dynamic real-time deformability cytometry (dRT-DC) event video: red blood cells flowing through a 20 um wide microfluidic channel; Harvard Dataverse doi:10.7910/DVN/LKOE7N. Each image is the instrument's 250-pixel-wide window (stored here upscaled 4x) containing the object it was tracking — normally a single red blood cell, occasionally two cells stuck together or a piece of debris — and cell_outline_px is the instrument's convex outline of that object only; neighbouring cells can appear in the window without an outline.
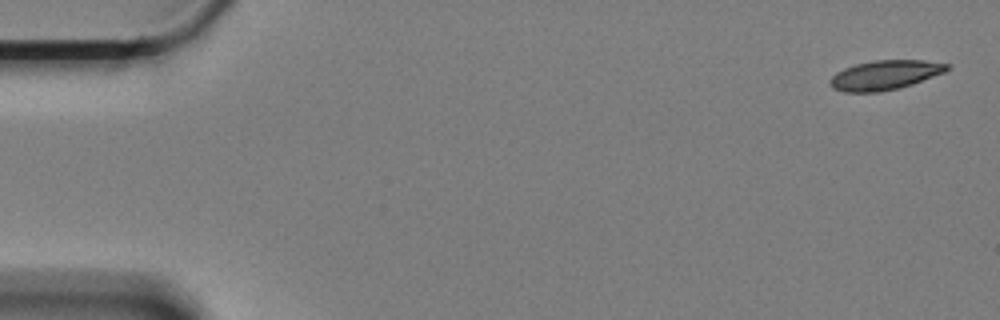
{"species": "Egyptian fruit bat (a non-hibernating species)", "species_latin": "Rousettus aegyptiacus", "temperature_condition": "cold", "stored_images_in_passage": 11, "camera_frame_rate_fps": 3000, "um_per_image_px": 0.085, "animal": {"sex": "female"}, "frame": {"image": 1, "passage_image": 1, "time_ms": 0.0, "image_size_px": [1000, 320], "cell_outline_px": [[952, 68], [944, 72], [912, 84], [900, 88], [880, 92], [844, 92], [832, 88], [828, 84], [828, 80], [836, 72], [844, 68], [856, 64], [876, 60], [924, 60], [952, 64]], "centroid_in_image_um": [75.22, 6.38], "position_along_channel_um": 9.8, "area_um2": 20.29}}